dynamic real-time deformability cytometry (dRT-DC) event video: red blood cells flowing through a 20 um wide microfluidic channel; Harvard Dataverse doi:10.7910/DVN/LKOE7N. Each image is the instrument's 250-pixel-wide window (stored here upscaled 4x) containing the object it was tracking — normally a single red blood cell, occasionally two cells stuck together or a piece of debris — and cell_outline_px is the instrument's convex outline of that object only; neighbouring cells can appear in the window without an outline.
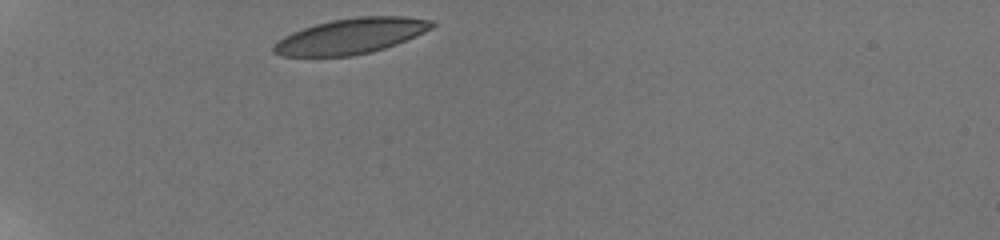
{"species": "human", "species_latin": "Homo sapiens", "temperature_condition": "room temperature", "stored_images_in_passage": 7, "camera_frame_rate_fps": 3000, "um_per_image_px": 0.085, "donor": {"sex": "male"}, "frame": {"image": 1, "passage_image": 1, "time_ms": 0.0, "image_size_px": [1000, 240], "cell_outline_px": [[436, 24], [432, 28], [424, 32], [396, 44], [372, 52], [352, 56], [280, 56], [272, 52], [272, 44], [284, 36], [292, 32], [316, 24], [332, 20], [356, 16], [404, 16], [432, 20]], "centroid_in_image_um": [29.81, 3.07], "position_along_channel_um": 55.2, "area_um2": 32.77}}